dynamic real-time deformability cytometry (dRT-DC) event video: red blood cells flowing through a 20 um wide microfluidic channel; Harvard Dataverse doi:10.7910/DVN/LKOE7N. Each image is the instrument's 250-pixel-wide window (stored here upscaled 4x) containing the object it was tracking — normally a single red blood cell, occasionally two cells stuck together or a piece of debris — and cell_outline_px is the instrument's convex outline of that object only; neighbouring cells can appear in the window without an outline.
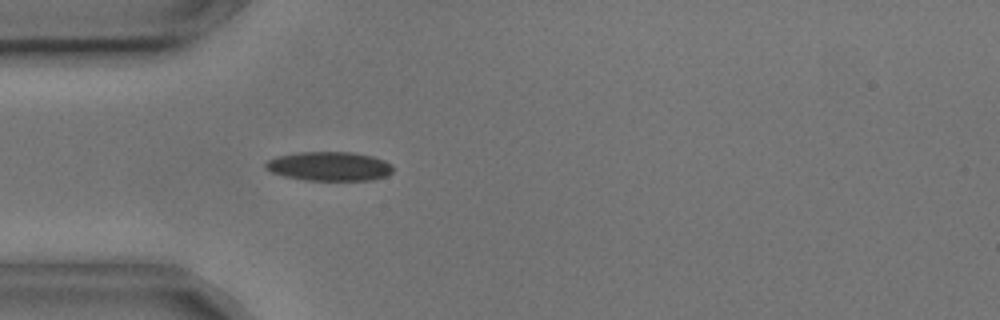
{"species": "common noctule bat (a hibernating species)", "species_latin": "Nyctalus noctula", "temperature_condition": "cold", "stored_images_in_passage": 3, "camera_frame_rate_fps": 3000, "um_per_image_px": 0.085, "animal": {"sex": "male", "body_mass_g": 17.9, "forearm_length_mm": 54.2}, "frame": {"image": 1, "passage_image": 3, "time_ms": 0.667, "image_size_px": [1000, 320], "cell_outline_px": [[392, 172], [388, 176], [372, 180], [304, 180], [284, 176], [272, 172], [264, 168], [264, 164], [268, 160], [276, 156], [296, 152], [352, 152], [372, 156], [384, 160], [392, 164]], "centroid_in_image_um": [27.99, 14.13], "position_along_channel_um": 57.0, "area_um2": 21.79}}